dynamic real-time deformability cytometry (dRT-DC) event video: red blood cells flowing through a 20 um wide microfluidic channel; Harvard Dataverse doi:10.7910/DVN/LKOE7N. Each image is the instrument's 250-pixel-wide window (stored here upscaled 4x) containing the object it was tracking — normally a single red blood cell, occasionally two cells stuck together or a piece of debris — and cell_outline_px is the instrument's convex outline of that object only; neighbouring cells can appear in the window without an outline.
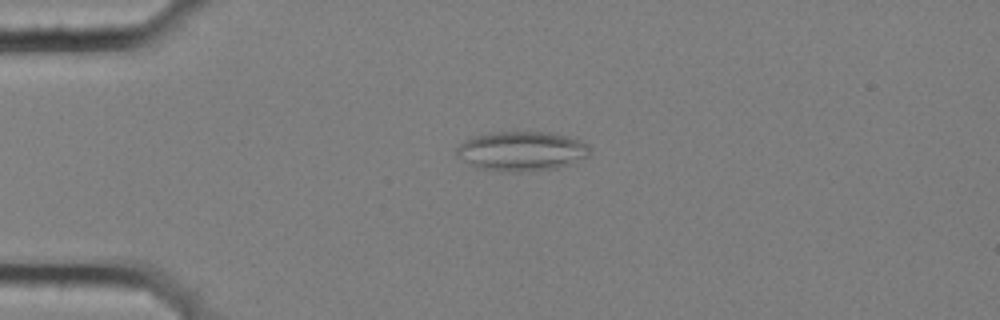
{"species": "common noctule bat (a hibernating species)", "species_latin": "Nyctalus noctula", "temperature_condition": "cold", "stored_images_in_passage": 5, "camera_frame_rate_fps": 3000, "um_per_image_px": 0.085, "animal": {"sex": "female", "body_mass_g": 25.1}, "frame": {"image": 1, "passage_image": 4, "time_ms": 1.0, "image_size_px": [1000, 320], "cell_outline_px": [[592, 148], [588, 156], [572, 164], [560, 168], [520, 172], [480, 168], [456, 156], [456, 148], [460, 144], [472, 136], [492, 132], [548, 132], [568, 136], [580, 140], [588, 144]], "centroid_in_image_um": [44.4, 12.84], "position_along_channel_um": 40.6, "area_um2": 30.75}}